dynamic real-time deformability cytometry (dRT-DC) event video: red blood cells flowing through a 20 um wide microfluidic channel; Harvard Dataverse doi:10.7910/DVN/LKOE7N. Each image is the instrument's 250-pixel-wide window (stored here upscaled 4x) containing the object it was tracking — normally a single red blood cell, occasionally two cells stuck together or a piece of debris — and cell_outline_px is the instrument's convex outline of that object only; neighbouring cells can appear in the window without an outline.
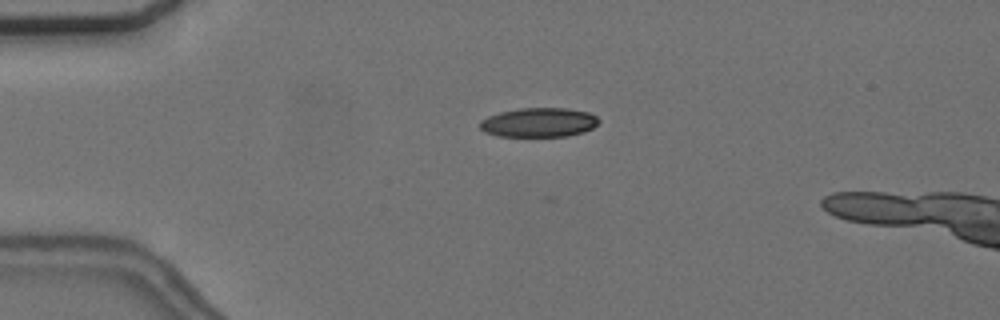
{"species": "common noctule bat (a hibernating species)", "species_latin": "Nyctalus noctula", "temperature_condition": "cold", "stored_images_in_passage": 3, "camera_frame_rate_fps": 3000, "um_per_image_px": 0.085, "animal": {"sex": "female", "body_mass_g": 24.6, "forearm_length_mm": 56.2}, "frame": {"image": 1, "passage_image": 1, "time_ms": 0.0, "image_size_px": [1000, 320], "cell_outline_px": [[600, 120], [592, 128], [584, 132], [568, 136], [500, 136], [484, 132], [480, 128], [480, 120], [488, 116], [500, 112], [520, 108], [568, 108], [588, 112], [596, 116]], "centroid_in_image_um": [45.8, 10.4], "position_along_channel_um": 39.2, "area_um2": 20.29}}